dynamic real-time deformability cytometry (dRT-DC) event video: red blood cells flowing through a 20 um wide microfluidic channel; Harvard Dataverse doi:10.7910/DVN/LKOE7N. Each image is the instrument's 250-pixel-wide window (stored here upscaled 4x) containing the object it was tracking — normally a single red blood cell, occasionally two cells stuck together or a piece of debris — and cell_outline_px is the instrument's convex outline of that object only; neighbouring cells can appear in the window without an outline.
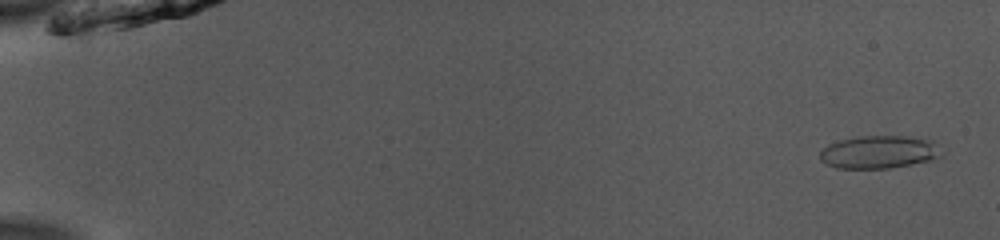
{"species": "common noctule bat (a hibernating species)", "species_latin": "Nyctalus noctula", "temperature_condition": "room temperature", "stored_images_in_passage": 51, "camera_frame_rate_fps": 3000, "um_per_image_px": 0.085, "animal": {"sex": "male", "body_mass_g": 13.0, "forearm_length_mm": 53.1}, "frame": {"image": 1, "passage_image": 2, "time_ms": 0.333, "image_size_px": [1000, 240], "cell_outline_px": [[940, 156], [928, 160], [888, 168], [836, 168], [820, 160], [820, 152], [828, 144], [840, 140], [860, 136], [900, 136], [932, 140], [936, 144]], "centroid_in_image_um": [74.65, 12.92], "position_along_channel_um": 10.4, "area_um2": 22.72}}
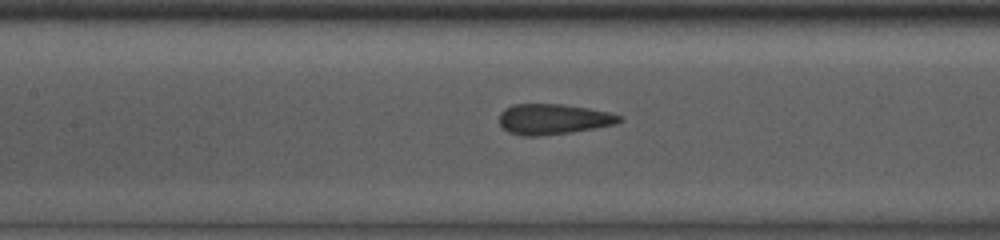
{"frame": {"image": 2, "passage_image": 25, "time_ms": 8.0, "image_size_px": [1000, 240], "cell_outline_px": [[624, 120], [616, 124], [572, 132], [536, 136], [524, 136], [508, 132], [500, 124], [500, 112], [504, 108], [512, 104], [564, 104], [588, 108], [608, 112], [620, 116]], "centroid_in_image_um": [47.01, 10.12], "position_along_channel_um": 160.4, "area_um2": 21.33}}
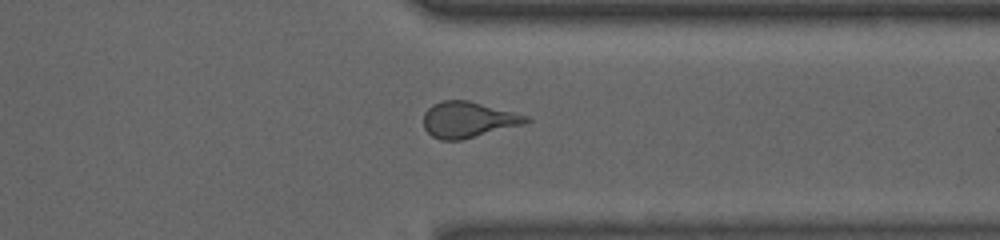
{"frame": {"image": 3, "passage_image": 41, "time_ms": 13.333, "image_size_px": [1000, 240], "cell_outline_px": [[532, 120], [524, 124], [460, 140], [440, 140], [432, 136], [424, 128], [424, 112], [432, 104], [444, 100], [468, 100], [528, 116]], "centroid_in_image_um": [39.77, 10.17], "position_along_channel_um": 371.6, "area_um2": 21.27}, "authors_computed_cell_mechanics": {"area_um2": 22.0218, "velocity_mm_per_s": 3.9693, "shape_relaxation_time_tau1_ms": 7.268, "shape_relaxation_time_tau2_ms": 0.9668, "deformation_change_tau1": 0.1861, "deformation_change_tau2": 0.0797}}